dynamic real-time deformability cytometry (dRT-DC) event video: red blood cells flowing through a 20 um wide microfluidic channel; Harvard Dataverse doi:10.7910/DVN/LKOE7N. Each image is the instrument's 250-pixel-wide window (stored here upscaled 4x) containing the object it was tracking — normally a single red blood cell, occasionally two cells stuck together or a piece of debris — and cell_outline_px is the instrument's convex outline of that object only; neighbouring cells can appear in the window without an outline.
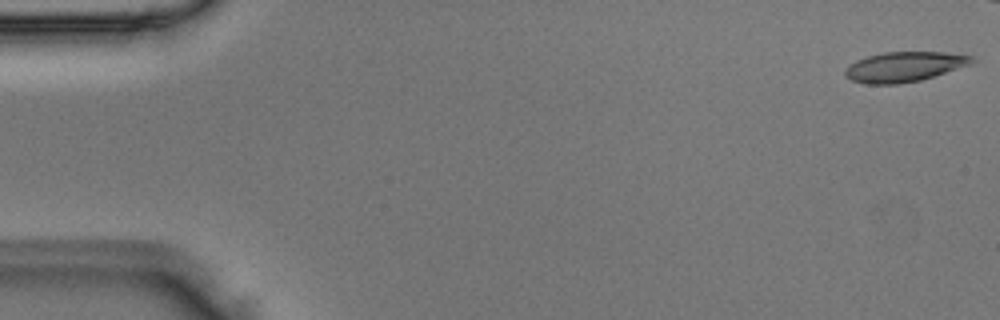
{"species": "Egyptian fruit bat (a non-hibernating species)", "species_latin": "Rousettus aegyptiacus", "temperature_condition": "room temperature", "stored_images_in_passage": 44, "camera_frame_rate_fps": 3000, "um_per_image_px": 0.085, "animal": {"sex": "male"}, "frame": {"image": 1, "passage_image": 1, "time_ms": 0.0, "image_size_px": [1000, 320], "cell_outline_px": [[972, 64], [920, 80], [896, 84], [868, 84], [852, 80], [844, 76], [844, 68], [848, 64], [856, 60], [868, 56], [884, 52], [944, 52], [972, 56]], "centroid_in_image_um": [76.8, 5.67], "position_along_channel_um": 8.2, "area_um2": 22.02}}
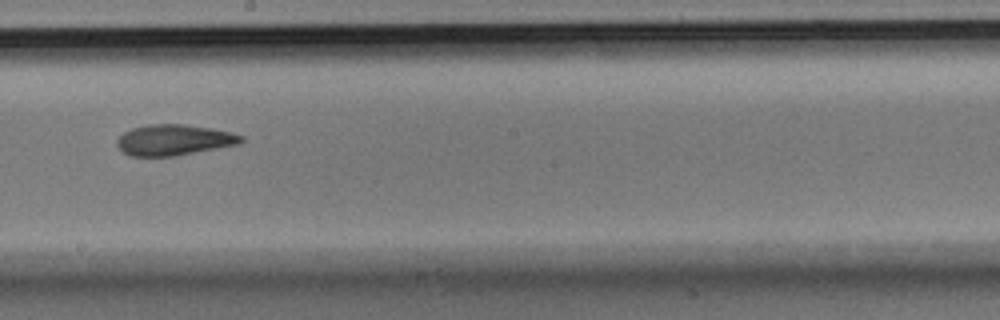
{"frame": {"image": 2, "passage_image": 28, "time_ms": 9.0, "image_size_px": [1000, 320], "cell_outline_px": [[244, 140], [240, 144], [176, 156], [128, 156], [116, 144], [116, 140], [124, 132], [132, 128], [152, 124], [184, 124], [212, 128], [232, 132], [244, 136]], "centroid_in_image_um": [14.82, 11.9], "position_along_channel_um": 233.4, "area_um2": 22.43}}
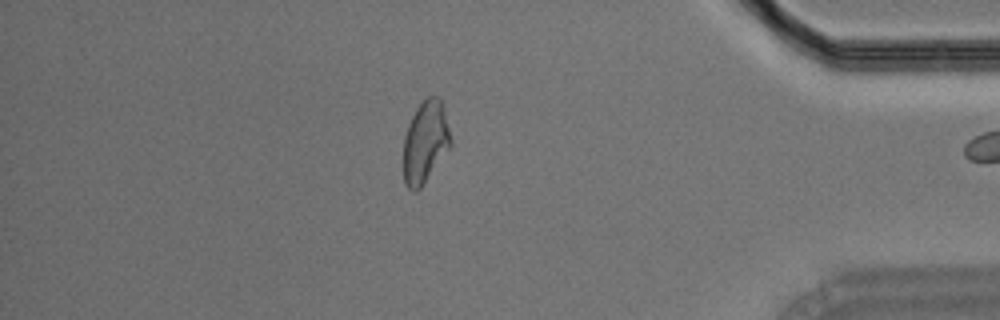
{"frame": {"image": 3, "passage_image": 43, "time_ms": 14.0, "image_size_px": [1000, 320], "cell_outline_px": [[452, 144], [420, 188], [416, 192], [412, 192], [404, 184], [404, 136], [408, 124], [416, 108], [428, 96], [440, 96], [444, 108], [452, 140]], "centroid_in_image_um": [36.15, 12.06], "position_along_channel_um": 399.0, "area_um2": 22.54}}